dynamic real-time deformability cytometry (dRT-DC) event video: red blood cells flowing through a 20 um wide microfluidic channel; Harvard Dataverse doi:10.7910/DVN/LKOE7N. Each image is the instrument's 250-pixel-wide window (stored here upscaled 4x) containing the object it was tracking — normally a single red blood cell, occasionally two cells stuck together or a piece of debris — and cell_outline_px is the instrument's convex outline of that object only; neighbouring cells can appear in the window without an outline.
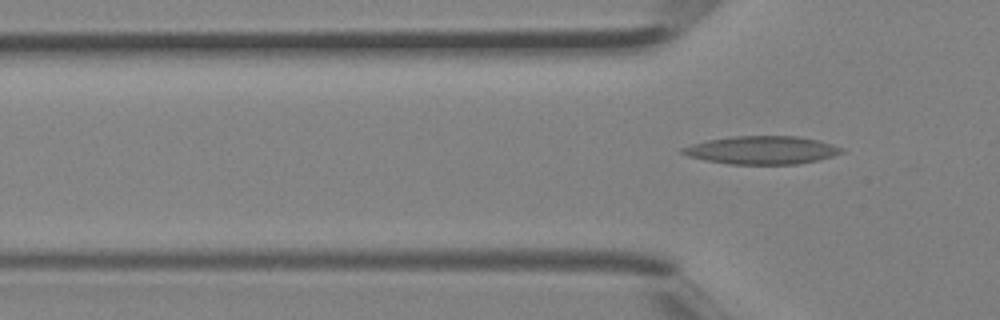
{"species": "Egyptian fruit bat (a non-hibernating species)", "species_latin": "Rousettus aegyptiacus", "temperature_condition": "room temperature", "stored_images_in_passage": 5, "camera_frame_rate_fps": 3000, "um_per_image_px": 0.085, "animal": {"sex": "female"}, "frame": {"image": 1, "passage_image": 5, "time_ms": 1.333, "image_size_px": [1000, 320], "cell_outline_px": [[844, 152], [820, 160], [796, 164], [728, 164], [704, 160], [688, 156], [680, 152], [680, 148], [692, 144], [708, 140], [732, 136], [796, 136], [820, 140], [844, 148]], "centroid_in_image_um": [64.77, 12.76], "position_along_channel_um": 61.0, "area_um2": 26.18}}